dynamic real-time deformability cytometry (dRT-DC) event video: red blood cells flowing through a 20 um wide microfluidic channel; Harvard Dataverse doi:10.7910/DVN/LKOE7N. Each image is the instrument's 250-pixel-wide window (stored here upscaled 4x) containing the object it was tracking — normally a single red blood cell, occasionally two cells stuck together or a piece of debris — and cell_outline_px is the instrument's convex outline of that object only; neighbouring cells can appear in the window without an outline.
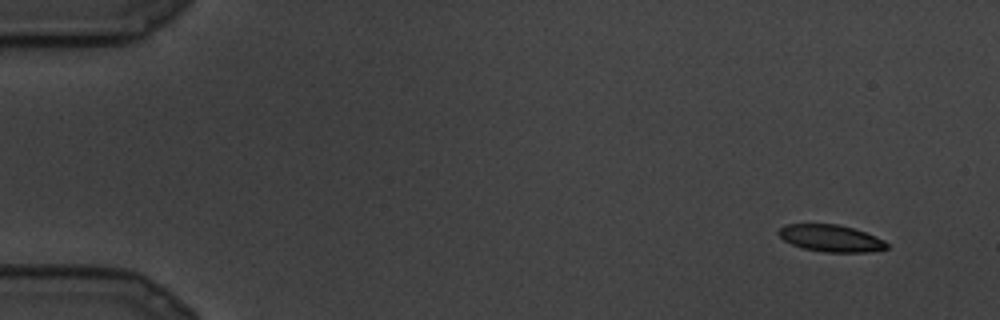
{"species": "common noctule bat (a hibernating species)", "species_latin": "Nyctalus noctula", "temperature_condition": "cold", "stored_images_in_passage": 6, "camera_frame_rate_fps": 3000, "um_per_image_px": 0.085, "animal": {"sex": "male", "body_mass_g": 19.5, "forearm_length_mm": 54.6}, "frame": {"image": 1, "passage_image": 1, "time_ms": 0.0, "image_size_px": [1000, 320], "cell_outline_px": [[888, 248], [868, 252], [824, 252], [804, 248], [792, 244], [784, 240], [776, 232], [784, 224], [840, 224], [876, 236], [884, 240], [888, 244]], "centroid_in_image_um": [70.62, 20.24], "position_along_channel_um": 14.4, "area_um2": 16.94}}